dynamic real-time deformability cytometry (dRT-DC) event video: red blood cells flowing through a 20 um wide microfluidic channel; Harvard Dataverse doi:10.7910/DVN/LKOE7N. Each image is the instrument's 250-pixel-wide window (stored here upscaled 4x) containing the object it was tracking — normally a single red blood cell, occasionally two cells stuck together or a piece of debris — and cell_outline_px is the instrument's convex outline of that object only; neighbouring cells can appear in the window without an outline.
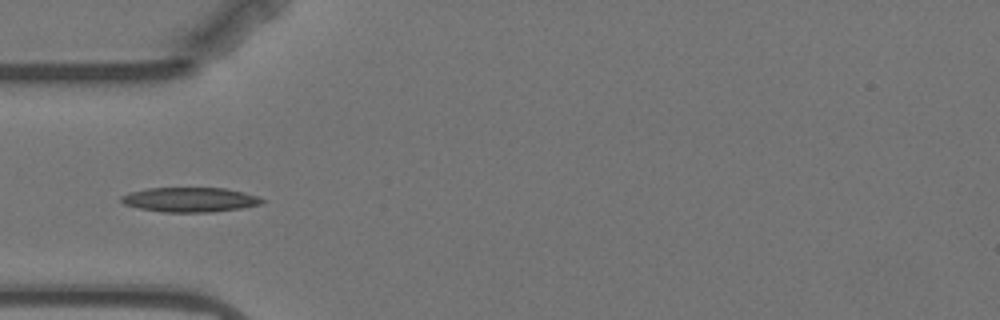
{"species": "Egyptian fruit bat (a non-hibernating species)", "species_latin": "Rousettus aegyptiacus", "temperature_condition": "warm", "stored_images_in_passage": 5, "camera_frame_rate_fps": 3000, "um_per_image_px": 0.085, "animal": {"sex": "female"}, "frame": {"image": 1, "passage_image": 5, "time_ms": 4.667, "image_size_px": [1000, 320], "cell_outline_px": [[264, 200], [260, 204], [240, 208], [212, 212], [164, 212], [140, 208], [124, 204], [120, 200], [120, 196], [132, 192], [148, 188], [224, 188], [244, 192], [256, 196]], "centroid_in_image_um": [16.13, 16.97], "position_along_channel_um": 68.9, "area_um2": 19.94}}